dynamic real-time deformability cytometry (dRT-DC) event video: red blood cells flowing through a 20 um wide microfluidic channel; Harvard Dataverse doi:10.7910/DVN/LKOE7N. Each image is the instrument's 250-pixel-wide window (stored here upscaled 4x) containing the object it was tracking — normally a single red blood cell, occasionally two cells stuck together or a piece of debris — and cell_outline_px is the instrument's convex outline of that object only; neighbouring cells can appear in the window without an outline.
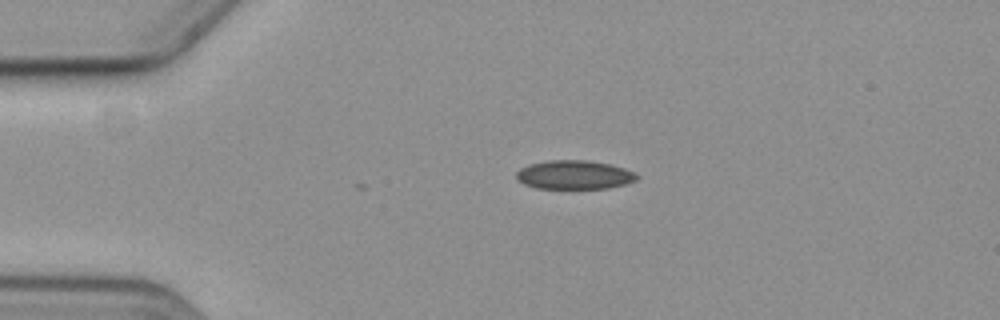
{"species": "common noctule bat (a hibernating species)", "species_latin": "Nyctalus noctula", "temperature_condition": "cold", "stored_images_in_passage": 4, "camera_frame_rate_fps": 3000, "um_per_image_px": 0.085, "animal": {"sex": "female", "body_mass_g": 19.3, "forearm_length_mm": 54.1}, "frame": {"image": 1, "passage_image": 1, "time_ms": 0.0, "image_size_px": [1000, 320], "cell_outline_px": [[640, 176], [636, 180], [624, 184], [608, 188], [536, 188], [524, 184], [516, 176], [516, 172], [520, 168], [528, 164], [548, 160], [588, 160], [612, 164], [624, 168]], "centroid_in_image_um": [48.81, 14.84], "position_along_channel_um": 36.2, "area_um2": 20.23}}
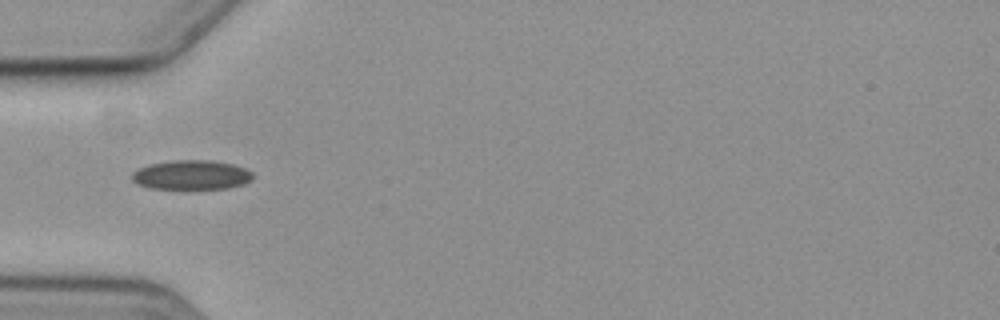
{"frame": {"image": 2, "passage_image": 2, "time_ms": 2.0, "image_size_px": [1000, 320], "cell_outline_px": [[252, 180], [244, 184], [228, 188], [152, 188], [136, 184], [132, 180], [132, 172], [148, 164], [172, 160], [212, 160], [232, 164], [244, 168], [252, 172]], "centroid_in_image_um": [16.27, 14.86], "position_along_channel_um": 68.7, "area_um2": 20.63}}
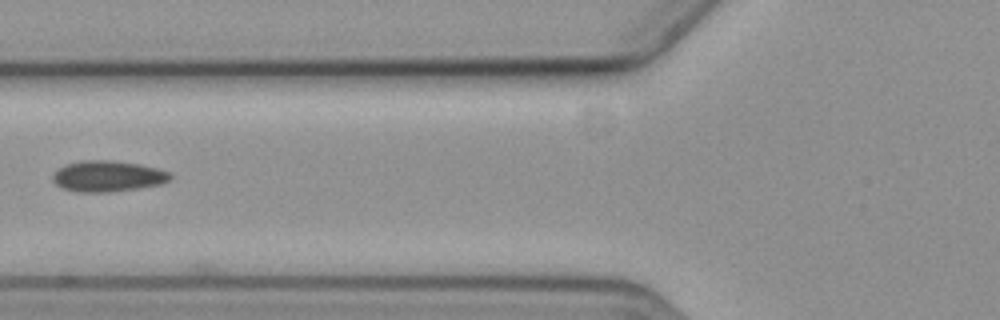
{"frame": {"image": 3, "passage_image": 3, "time_ms": 3.333, "image_size_px": [1000, 320], "cell_outline_px": [[172, 176], [168, 180], [160, 184], [136, 188], [108, 192], [76, 192], [64, 188], [56, 184], [52, 180], [52, 176], [56, 168], [64, 164], [80, 160], [112, 160], [140, 164], [156, 168], [168, 172]], "centroid_in_image_um": [9.09, 14.96], "position_along_channel_um": 116.7, "area_um2": 21.21}}